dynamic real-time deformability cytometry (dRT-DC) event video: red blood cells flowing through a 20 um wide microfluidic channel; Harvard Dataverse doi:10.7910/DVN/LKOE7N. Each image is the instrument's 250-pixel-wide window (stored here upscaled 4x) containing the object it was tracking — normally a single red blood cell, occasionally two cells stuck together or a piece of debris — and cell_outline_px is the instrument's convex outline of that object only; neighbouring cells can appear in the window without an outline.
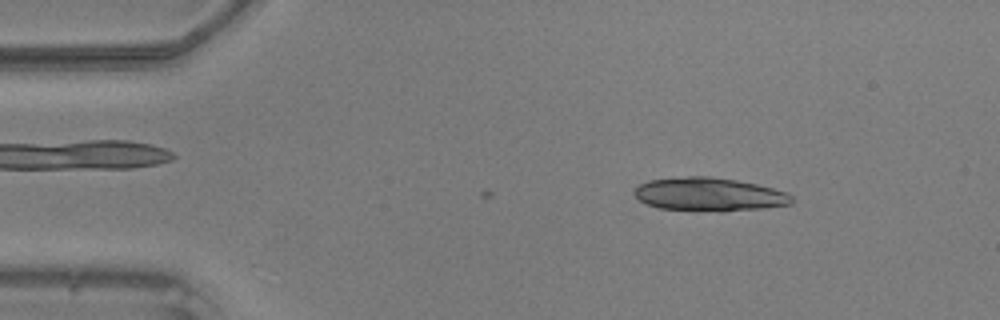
{"species": "common noctule bat (a hibernating species)", "species_latin": "Nyctalus noctula", "temperature_condition": "warm", "stored_images_in_passage": 5, "camera_frame_rate_fps": 3000, "um_per_image_px": 0.085, "animal": {"sex": "male", "body_mass_g": 20.5, "forearm_length_mm": 52.5}, "frame": {"image": 1, "passage_image": 5, "time_ms": 1.333, "image_size_px": [1000, 320], "cell_outline_px": [[792, 204], [764, 208], [724, 212], [720, 212], [660, 208], [648, 204], [640, 200], [632, 192], [640, 184], [652, 180], [688, 176], [708, 176], [736, 180], [756, 184], [788, 192], [792, 196]], "centroid_in_image_um": [60.32, 16.53], "position_along_channel_um": 24.7, "area_um2": 30.63}}